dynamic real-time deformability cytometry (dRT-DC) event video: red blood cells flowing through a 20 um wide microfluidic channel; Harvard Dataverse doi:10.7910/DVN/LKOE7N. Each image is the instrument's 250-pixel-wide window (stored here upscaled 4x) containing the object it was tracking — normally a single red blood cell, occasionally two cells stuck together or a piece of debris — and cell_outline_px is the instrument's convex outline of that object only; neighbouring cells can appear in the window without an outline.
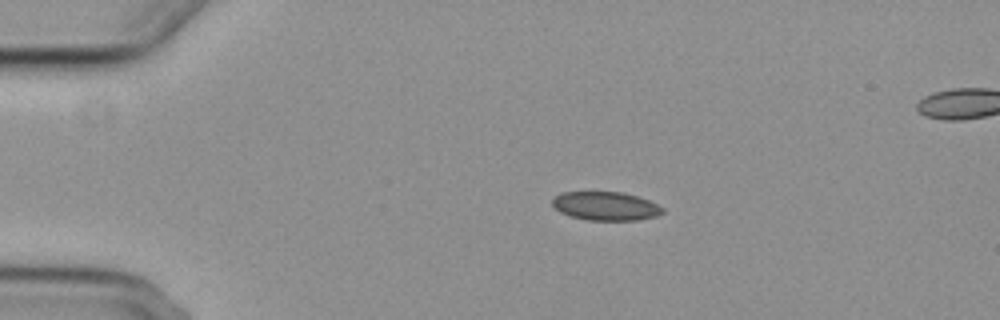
{"species": "common noctule bat (a hibernating species)", "species_latin": "Nyctalus noctula", "temperature_condition": "cold", "stored_images_in_passage": 4, "camera_frame_rate_fps": 3000, "um_per_image_px": 0.085, "animal": {"sex": "female", "body_mass_g": 29.2, "forearm_length_mm": 56.3}, "frame": {"image": 1, "passage_image": 1, "time_ms": 0.0, "image_size_px": [1000, 320], "cell_outline_px": [[664, 212], [656, 216], [636, 220], [588, 220], [572, 216], [560, 212], [552, 204], [552, 196], [560, 192], [624, 192], [648, 200], [664, 208]], "centroid_in_image_um": [51.46, 17.5], "position_along_channel_um": 33.5, "area_um2": 18.38}}
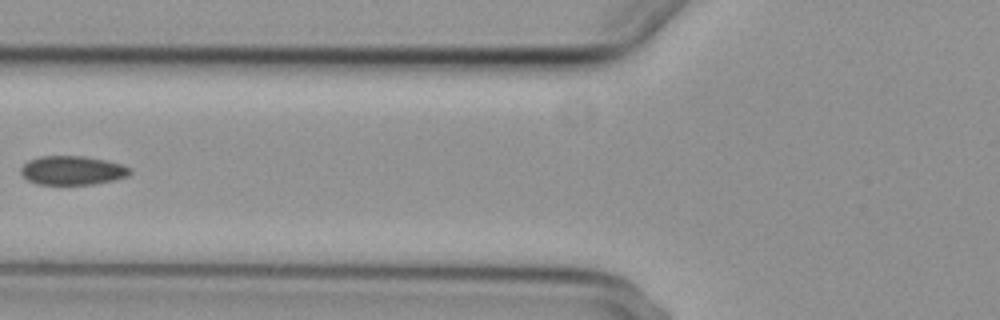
{"frame": {"image": 2, "passage_image": 4, "time_ms": 3.667, "image_size_px": [1000, 320], "cell_outline_px": [[132, 172], [128, 176], [116, 180], [92, 184], [36, 184], [28, 180], [20, 172], [20, 168], [28, 160], [40, 156], [84, 156], [108, 160], [132, 168]], "centroid_in_image_um": [6.18, 14.48], "position_along_channel_um": 119.6, "area_um2": 18.55}}